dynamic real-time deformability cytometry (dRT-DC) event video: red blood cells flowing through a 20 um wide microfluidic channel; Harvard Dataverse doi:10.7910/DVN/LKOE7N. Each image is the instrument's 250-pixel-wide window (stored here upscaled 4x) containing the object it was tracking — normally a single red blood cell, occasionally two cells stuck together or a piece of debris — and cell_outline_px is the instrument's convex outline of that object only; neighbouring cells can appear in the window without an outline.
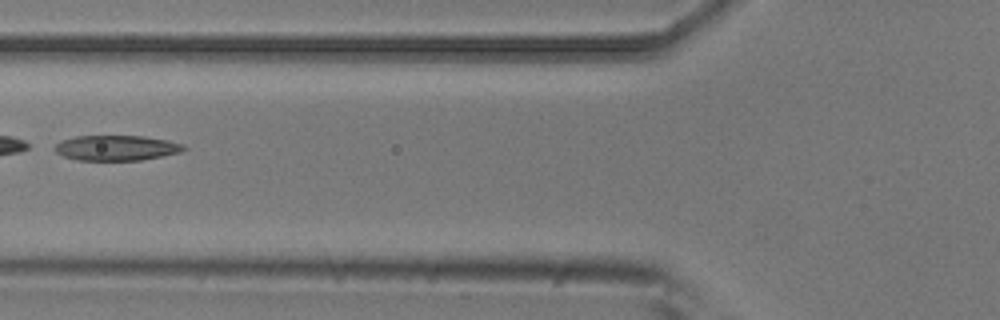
{"species": "common noctule bat (a hibernating species)", "species_latin": "Nyctalus noctula", "temperature_condition": "room temperature", "stored_images_in_passage": 3, "camera_frame_rate_fps": 3000, "um_per_image_px": 0.085, "animal": {"sex": "male", "body_mass_g": 20.5, "forearm_length_mm": 52.5}, "frame": {"image": 1, "passage_image": 2, "time_ms": 0.333, "image_size_px": [1000, 320], "cell_outline_px": [[188, 148], [180, 152], [140, 160], [76, 160], [64, 156], [56, 152], [52, 148], [60, 140], [76, 136], [144, 136], [168, 140], [184, 144]], "centroid_in_image_um": [9.88, 12.56], "position_along_channel_um": 115.9, "area_um2": 19.02}}
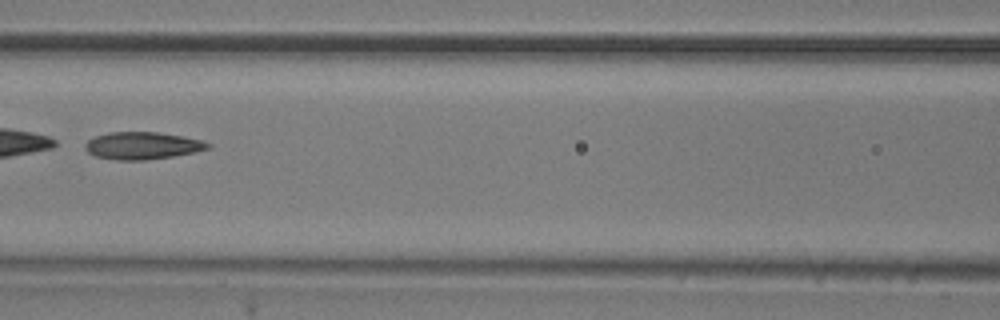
{"frame": {"image": 2, "passage_image": 3, "time_ms": 0.667, "image_size_px": [1000, 320], "cell_outline_px": [[212, 144], [208, 148], [196, 152], [172, 156], [144, 160], [116, 160], [96, 156], [88, 152], [84, 148], [84, 144], [88, 140], [96, 136], [108, 132], [160, 132], [184, 136], [204, 140]], "centroid_in_image_um": [12.12, 12.37], "position_along_channel_um": 154.5, "area_um2": 19.65}}